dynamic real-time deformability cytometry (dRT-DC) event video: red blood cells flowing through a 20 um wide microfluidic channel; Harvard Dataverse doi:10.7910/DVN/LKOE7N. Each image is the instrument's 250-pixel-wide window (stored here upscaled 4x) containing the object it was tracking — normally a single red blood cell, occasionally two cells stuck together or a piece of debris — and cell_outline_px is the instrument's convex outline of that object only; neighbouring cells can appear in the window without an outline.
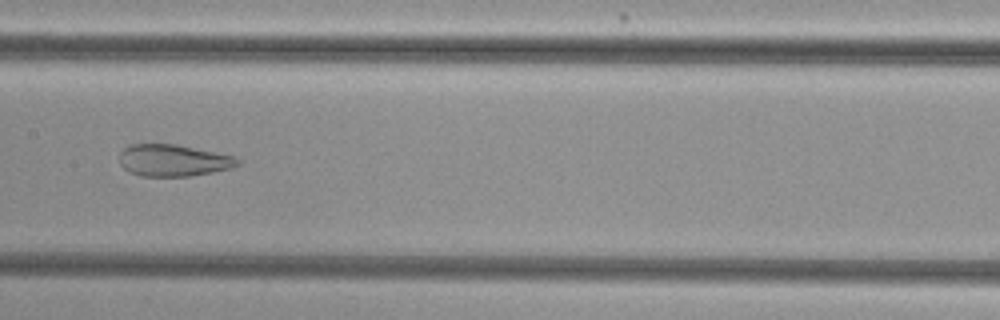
{"species": "common noctule bat (a hibernating species)", "species_latin": "Nyctalus noctula", "temperature_condition": "cold", "stored_images_in_passage": 30, "camera_frame_rate_fps": 3000, "um_per_image_px": 0.085, "animal": {"sex": "female", "body_mass_g": 29.2, "forearm_length_mm": 56.3}, "frame": {"image": 1, "passage_image": 13, "time_ms": 4.0, "image_size_px": [1000, 320], "cell_outline_px": [[240, 164], [232, 168], [192, 176], [140, 176], [124, 168], [120, 164], [120, 152], [124, 148], [132, 144], [176, 144], [236, 156], [240, 160]], "centroid_in_image_um": [14.77, 13.63], "position_along_channel_um": 192.6, "area_um2": 21.96}}
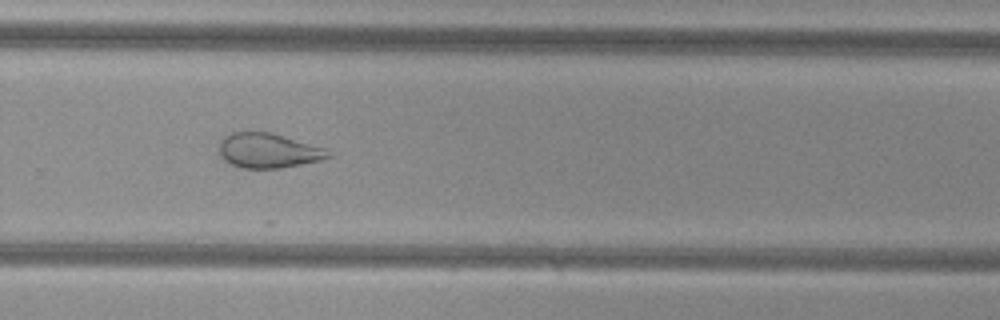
{"frame": {"image": 2, "passage_image": 22, "time_ms": 7.0, "image_size_px": [1000, 320], "cell_outline_px": [[332, 156], [320, 160], [280, 168], [240, 168], [224, 160], [220, 156], [220, 140], [224, 136], [232, 132], [272, 132], [328, 148]], "centroid_in_image_um": [22.83, 12.79], "position_along_channel_um": 307.0, "area_um2": 22.25}}
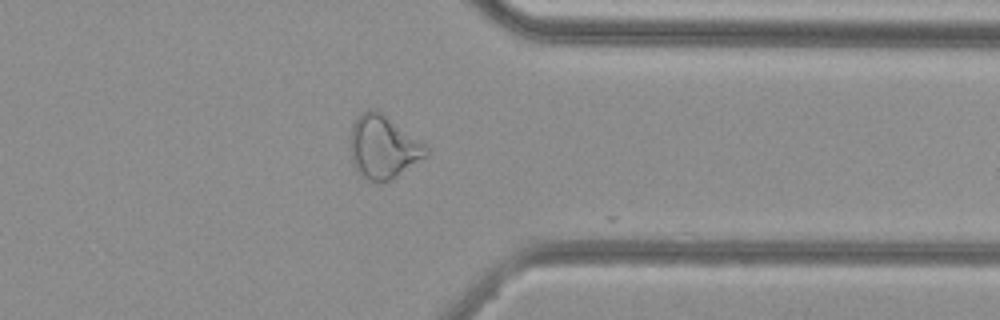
{"frame": {"image": 3, "passage_image": 28, "time_ms": 9.0, "image_size_px": [1000, 320], "cell_outline_px": [[428, 152], [424, 156], [392, 180], [380, 184], [368, 180], [360, 176], [356, 172], [352, 160], [352, 124], [356, 116], [360, 112], [368, 108], [376, 108], [424, 144], [428, 148]], "centroid_in_image_um": [32.53, 12.5], "position_along_channel_um": 378.9, "area_um2": 27.69}}